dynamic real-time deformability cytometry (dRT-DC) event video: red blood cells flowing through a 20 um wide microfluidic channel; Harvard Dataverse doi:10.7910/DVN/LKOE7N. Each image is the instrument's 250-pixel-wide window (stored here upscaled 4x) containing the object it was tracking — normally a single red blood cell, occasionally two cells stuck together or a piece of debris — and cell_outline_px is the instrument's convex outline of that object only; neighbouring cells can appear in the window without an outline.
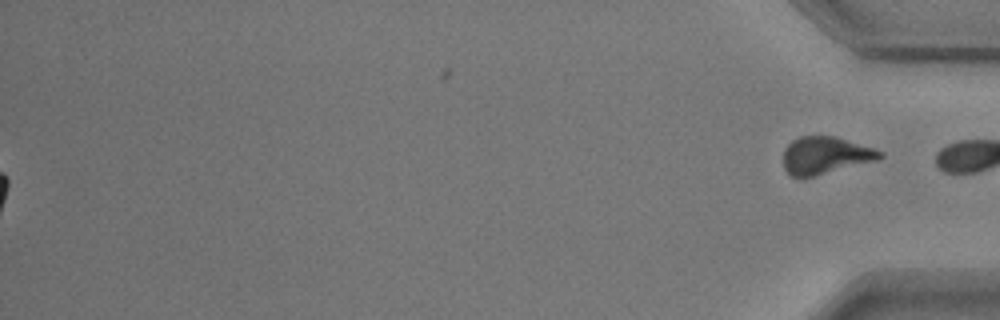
{"species": "common noctule bat (a hibernating species)", "species_latin": "Nyctalus noctula", "temperature_condition": "warm", "stored_images_in_passage": 58, "segment_of_instrument_passage": [2, 2], "camera_frame_rate_fps": 3000, "um_per_image_px": 0.085, "animal": {"sex": "male", "body_mass_g": 17.9}, "frame": {"image": 1, "passage_image": 58, "time_ms": 19.0, "image_size_px": [1000, 320], "cell_outline_px": [[884, 156], [876, 160], [812, 176], [792, 176], [784, 168], [784, 148], [792, 140], [800, 136], [836, 136], [884, 152]], "centroid_in_image_um": [70.14, 13.18], "position_along_channel_um": 365.1, "area_um2": 20.58}}